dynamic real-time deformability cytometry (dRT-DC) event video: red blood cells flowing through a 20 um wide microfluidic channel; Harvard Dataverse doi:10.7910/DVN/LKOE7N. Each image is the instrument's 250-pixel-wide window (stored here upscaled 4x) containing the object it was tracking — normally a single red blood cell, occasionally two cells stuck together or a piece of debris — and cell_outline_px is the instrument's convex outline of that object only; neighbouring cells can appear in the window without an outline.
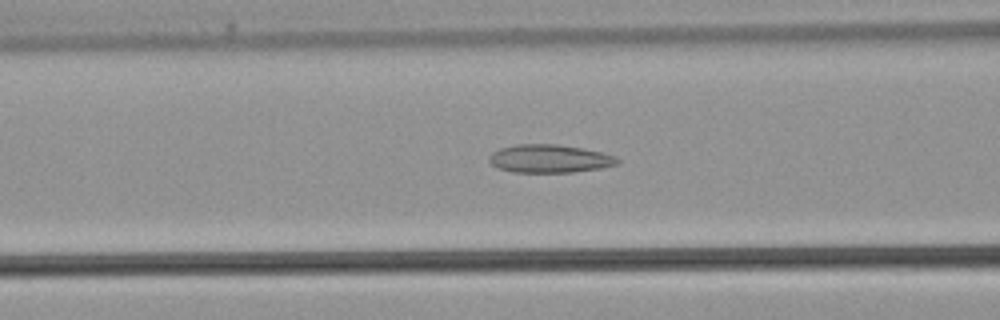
{"species": "common noctule bat (a hibernating species)", "species_latin": "Nyctalus noctula", "temperature_condition": "warm", "stored_images_in_passage": 33, "camera_frame_rate_fps": 3000, "um_per_image_px": 0.085, "animal": {"sex": "male", "body_mass_g": 21.5, "forearm_length_mm": 52.0}, "frame": {"image": 1, "passage_image": 12, "time_ms": 3.667, "image_size_px": [1000, 320], "cell_outline_px": [[620, 164], [600, 168], [572, 172], [512, 172], [500, 168], [492, 164], [488, 160], [488, 156], [492, 152], [500, 148], [516, 144], [556, 144], [580, 148], [600, 152], [616, 156], [620, 160]], "centroid_in_image_um": [46.71, 13.48], "position_along_channel_um": 119.9, "area_um2": 20.98}}
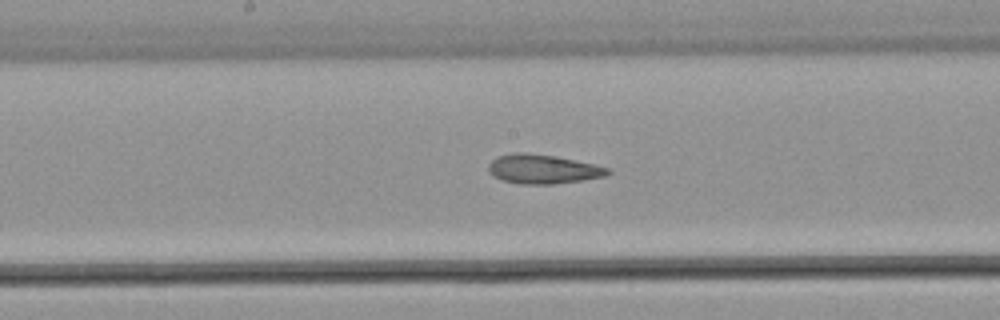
{"frame": {"image": 2, "passage_image": 17, "time_ms": 5.333, "image_size_px": [1000, 320], "cell_outline_px": [[612, 172], [604, 176], [584, 180], [552, 184], [520, 184], [504, 180], [488, 172], [488, 164], [496, 156], [512, 152], [524, 152], [556, 156], [612, 168]], "centroid_in_image_um": [46.16, 14.36], "position_along_channel_um": 202.0, "area_um2": 20.4}}
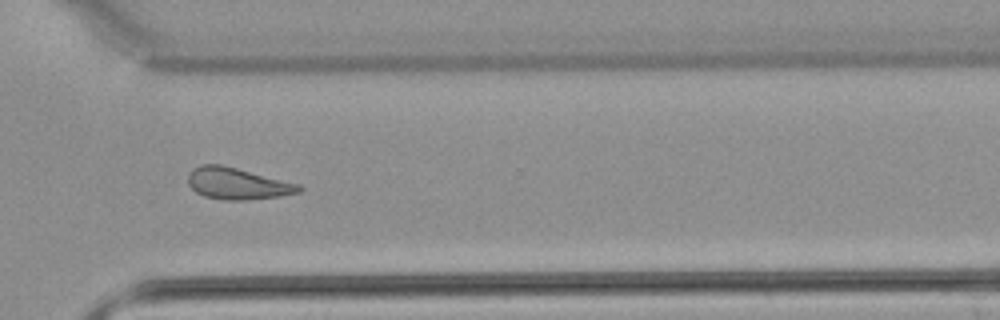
{"frame": {"image": 3, "passage_image": 26, "time_ms": 8.333, "image_size_px": [1000, 320], "cell_outline_px": [[304, 188], [300, 192], [280, 196], [244, 200], [224, 200], [204, 196], [196, 192], [188, 184], [188, 172], [192, 168], [200, 164], [220, 164], [300, 184]], "centroid_in_image_um": [20.16, 15.6], "position_along_channel_um": 350.4, "area_um2": 20.46}}